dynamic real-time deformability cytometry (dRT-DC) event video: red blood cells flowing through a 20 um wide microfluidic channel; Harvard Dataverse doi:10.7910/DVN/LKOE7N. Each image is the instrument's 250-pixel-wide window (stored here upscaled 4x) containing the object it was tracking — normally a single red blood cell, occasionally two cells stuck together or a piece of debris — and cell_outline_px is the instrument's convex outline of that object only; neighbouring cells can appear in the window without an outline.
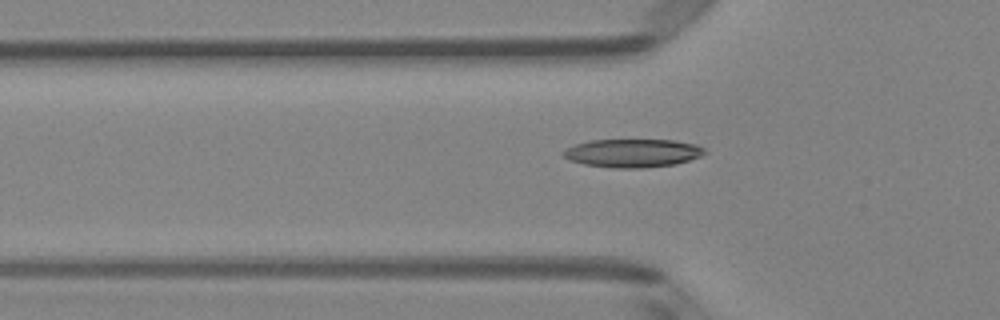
{"species": "Egyptian fruit bat (a non-hibernating species)", "species_latin": "Rousettus aegyptiacus", "temperature_condition": "room temperature", "stored_images_in_passage": 51, "camera_frame_rate_fps": 3000, "um_per_image_px": 0.085, "animal": {"sex": "female"}, "frame": {"image": 1, "passage_image": 17, "time_ms": 5.333, "image_size_px": [1000, 320], "cell_outline_px": [[708, 152], [700, 156], [676, 164], [640, 168], [612, 168], [584, 164], [568, 160], [560, 152], [564, 148], [588, 140], [672, 140], [696, 144], [704, 148]], "centroid_in_image_um": [53.74, 13.01], "position_along_channel_um": 72.1, "area_um2": 23.47}}
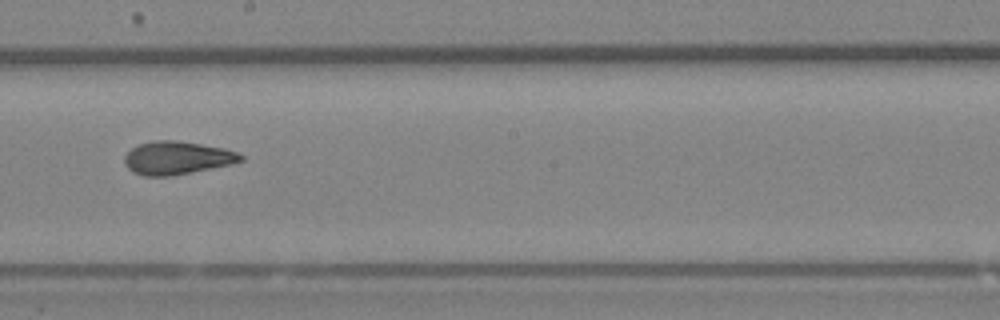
{"frame": {"image": 2, "passage_image": 29, "time_ms": 9.333, "image_size_px": [1000, 320], "cell_outline_px": [[244, 160], [228, 164], [168, 176], [144, 176], [132, 172], [124, 164], [124, 156], [136, 144], [156, 140], [176, 140], [224, 148], [236, 152], [244, 156]], "centroid_in_image_um": [14.98, 13.41], "position_along_channel_um": 233.2, "area_um2": 22.14}}
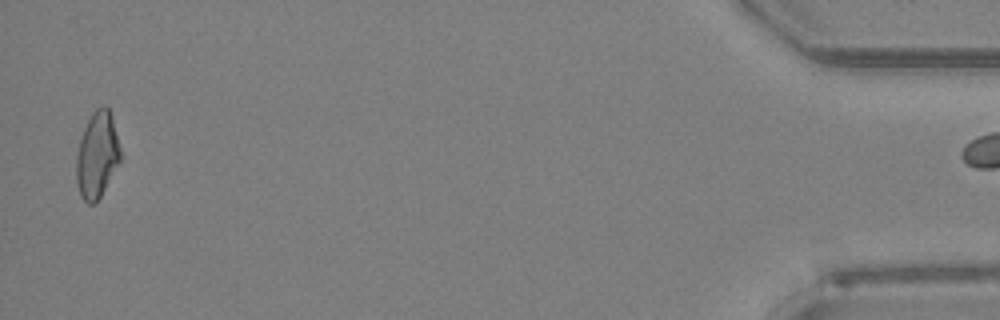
{"frame": {"image": 3, "passage_image": 50, "time_ms": 16.333, "image_size_px": [1000, 320], "cell_outline_px": [[120, 164], [100, 196], [92, 204], [88, 204], [80, 196], [76, 180], [76, 156], [80, 140], [84, 128], [92, 112], [96, 108], [104, 104], [108, 108], [112, 116], [120, 148]], "centroid_in_image_um": [8.25, 13.17], "position_along_channel_um": 426.9, "area_um2": 22.14}}